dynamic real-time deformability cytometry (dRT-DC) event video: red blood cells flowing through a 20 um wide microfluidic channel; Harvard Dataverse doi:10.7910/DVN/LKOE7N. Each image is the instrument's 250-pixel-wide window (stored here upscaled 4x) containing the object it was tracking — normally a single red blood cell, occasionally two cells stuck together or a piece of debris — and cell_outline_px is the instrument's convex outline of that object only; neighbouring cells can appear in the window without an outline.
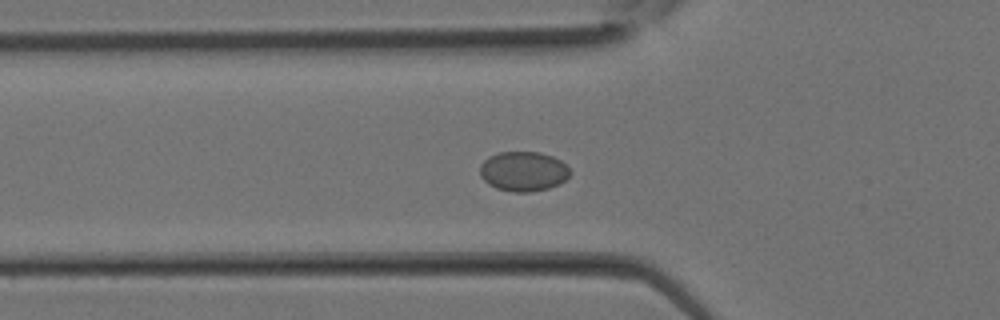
{"species": "Egyptian fruit bat (a non-hibernating species)", "species_latin": "Rousettus aegyptiacus", "temperature_condition": "room temperature", "stored_images_in_passage": 25, "camera_frame_rate_fps": 3000, "um_per_image_px": 0.085, "animal": {"sex": "female"}, "frame": {"image": 1, "passage_image": 3, "time_ms": 0.667, "image_size_px": [1000, 320], "cell_outline_px": [[572, 172], [560, 184], [548, 188], [528, 192], [512, 192], [496, 188], [488, 184], [480, 176], [480, 164], [488, 156], [500, 152], [540, 152], [552, 156], [560, 160]], "centroid_in_image_um": [44.47, 14.56], "position_along_channel_um": 81.3, "area_um2": 20.92}}
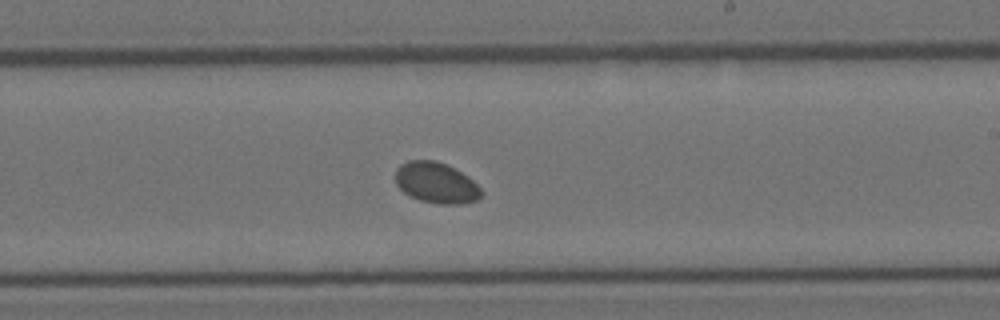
{"frame": {"image": 2, "passage_image": 11, "time_ms": 3.333, "image_size_px": [1000, 320], "cell_outline_px": [[480, 196], [476, 200], [460, 204], [440, 204], [420, 200], [404, 192], [396, 184], [396, 168], [400, 164], [408, 160], [436, 160], [448, 164], [468, 176], [480, 188]], "centroid_in_image_um": [37.05, 15.51], "position_along_channel_um": 251.9, "area_um2": 20.35}}
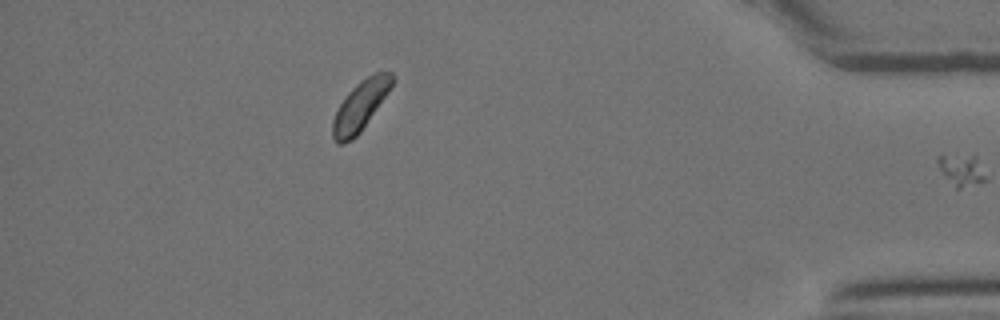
{"frame": {"image": 3, "passage_image": 25, "time_ms": 8.0, "image_size_px": [1000, 320], "cell_outline_px": [[396, 80], [388, 92], [360, 132], [352, 140], [340, 144], [336, 144], [332, 136], [332, 120], [340, 104], [348, 92], [360, 80], [376, 72], [392, 72]], "centroid_in_image_um": [30.63, 8.99], "position_along_channel_um": 404.6, "area_um2": 17.11}}